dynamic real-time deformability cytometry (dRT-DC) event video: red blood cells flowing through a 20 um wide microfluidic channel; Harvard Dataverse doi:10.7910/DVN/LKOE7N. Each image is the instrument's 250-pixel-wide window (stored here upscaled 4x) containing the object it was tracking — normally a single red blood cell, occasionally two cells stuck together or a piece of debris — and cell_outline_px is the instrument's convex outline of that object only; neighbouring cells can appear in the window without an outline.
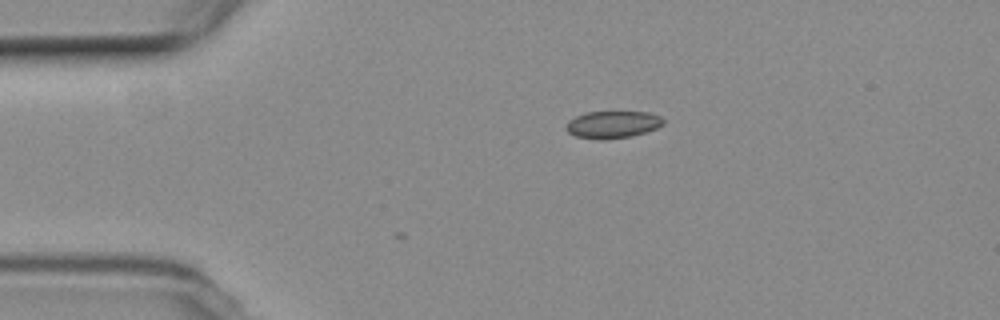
{"species": "common noctule bat (a hibernating species)", "species_latin": "Nyctalus noctula", "temperature_condition": "room temperature", "stored_images_in_passage": 3, "camera_frame_rate_fps": 3000, "um_per_image_px": 0.085, "animal": {"sex": "female", "body_mass_g": 19.3, "forearm_length_mm": 54.1}, "frame": {"image": 1, "passage_image": 1, "time_ms": 0.0, "image_size_px": [1000, 320], "cell_outline_px": [[664, 124], [656, 128], [632, 136], [600, 140], [576, 136], [568, 132], [568, 120], [576, 116], [588, 112], [648, 112], [660, 116], [664, 120]], "centroid_in_image_um": [52.1, 10.58], "position_along_channel_um": 32.9, "area_um2": 15.2}}
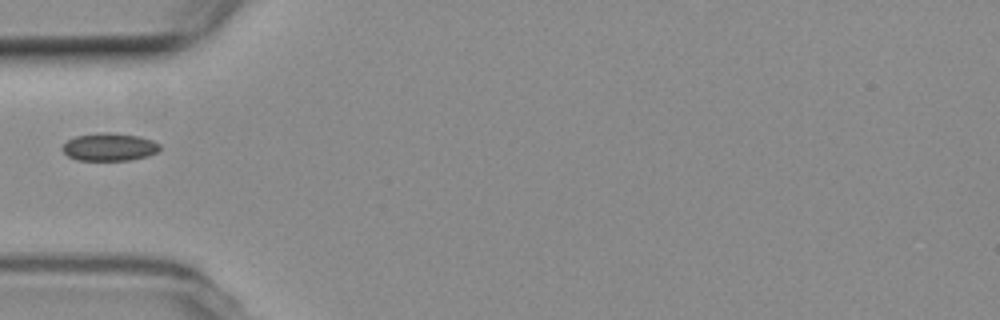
{"frame": {"image": 2, "passage_image": 3, "time_ms": 2.333, "image_size_px": [1000, 320], "cell_outline_px": [[160, 148], [156, 152], [148, 156], [128, 160], [76, 160], [68, 156], [60, 148], [68, 140], [76, 136], [100, 132], [112, 132], [140, 136], [152, 140], [160, 144]], "centroid_in_image_um": [9.29, 12.48], "position_along_channel_um": 75.7, "area_um2": 15.84}}